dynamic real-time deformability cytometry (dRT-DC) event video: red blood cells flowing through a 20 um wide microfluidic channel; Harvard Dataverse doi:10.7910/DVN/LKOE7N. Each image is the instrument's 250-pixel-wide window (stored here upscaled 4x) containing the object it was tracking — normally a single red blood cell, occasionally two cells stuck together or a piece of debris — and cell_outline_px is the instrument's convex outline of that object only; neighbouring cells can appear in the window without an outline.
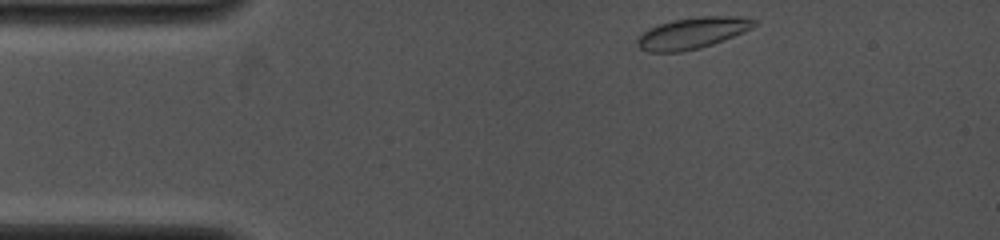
{"species": "common noctule bat (a hibernating species)", "species_latin": "Nyctalus noctula", "temperature_condition": "cold", "stored_images_in_passage": 46, "camera_frame_rate_fps": 4000, "um_per_image_px": 0.085, "animal": {"sex": "female", "body_mass_g": 19.0, "forearm_length_mm": 53.3}, "frame": {"image": 1, "passage_image": 1, "time_ms": 0.0, "image_size_px": [1000, 240], "cell_outline_px": [[756, 24], [752, 28], [744, 32], [712, 44], [700, 48], [680, 52], [648, 52], [640, 48], [636, 44], [636, 40], [648, 28], [672, 20], [700, 16], [744, 16], [756, 20]], "centroid_in_image_um": [58.86, 2.8], "position_along_channel_um": 26.1, "area_um2": 21.33}}
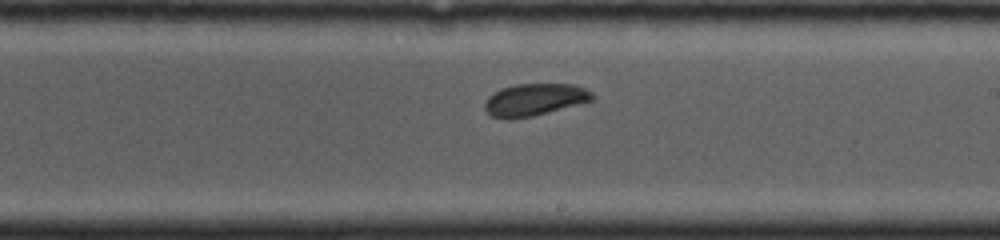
{"frame": {"image": 2, "passage_image": 27, "time_ms": 6.5, "image_size_px": [1000, 240], "cell_outline_px": [[592, 100], [532, 116], [508, 120], [492, 116], [484, 108], [484, 104], [488, 96], [500, 88], [516, 84], [572, 84], [584, 88], [592, 92]], "centroid_in_image_um": [45.37, 8.47], "position_along_channel_um": 243.6, "area_um2": 19.94}}
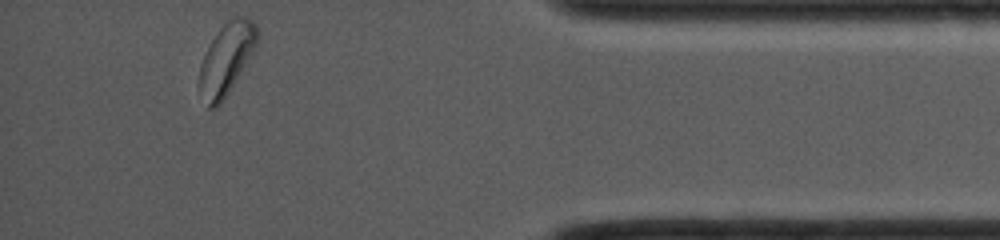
{"frame": {"image": 3, "passage_image": 46, "time_ms": 11.25, "image_size_px": [1000, 240], "cell_outline_px": [[260, 40], [256, 48], [224, 100], [216, 108], [208, 108], [200, 88], [200, 64], [216, 32], [228, 20], [236, 16], [244, 16], [252, 20], [256, 24], [260, 36]], "centroid_in_image_um": [19.31, 4.97], "position_along_channel_um": 415.9, "area_um2": 23.99}}